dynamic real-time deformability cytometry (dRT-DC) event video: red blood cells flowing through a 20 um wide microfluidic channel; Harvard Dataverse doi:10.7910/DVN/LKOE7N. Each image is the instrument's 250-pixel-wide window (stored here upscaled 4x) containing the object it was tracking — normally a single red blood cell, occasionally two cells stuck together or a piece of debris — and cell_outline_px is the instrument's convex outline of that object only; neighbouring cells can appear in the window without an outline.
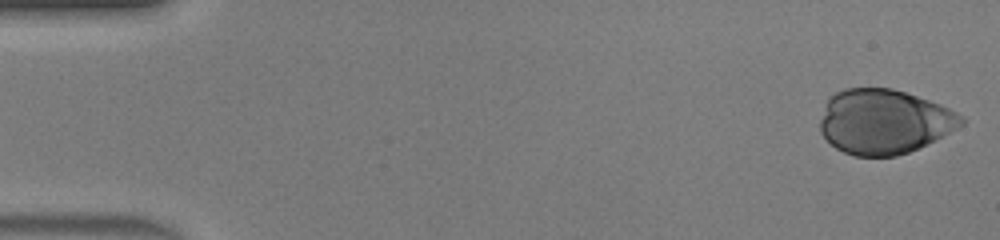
{"species": "human", "species_latin": "Homo sapiens", "temperature_condition": "warm", "stored_images_in_passage": 39, "camera_frame_rate_fps": 3000, "um_per_image_px": 0.085, "donor": {"sex": "male"}, "frame": {"image": 1, "passage_image": 1, "time_ms": 0.0, "image_size_px": [1000, 240], "cell_outline_px": [[964, 124], [908, 152], [896, 156], [856, 156], [844, 152], [836, 148], [820, 132], [820, 120], [828, 96], [844, 88], [892, 88], [940, 104], [964, 116]], "centroid_in_image_um": [75.1, 10.32], "position_along_channel_um": 9.9, "area_um2": 52.71}}
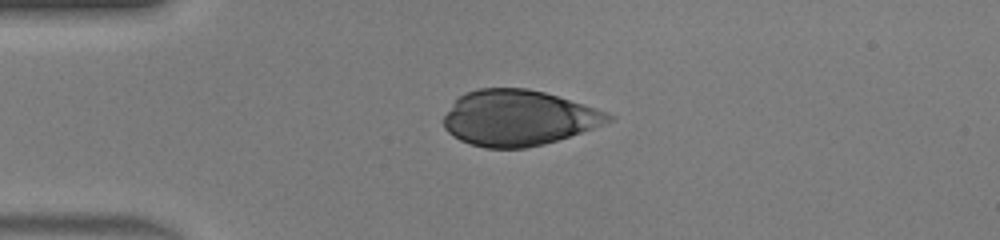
{"frame": {"image": 2, "passage_image": 11, "time_ms": 3.333, "image_size_px": [1000, 240], "cell_outline_px": [[616, 116], [612, 120], [604, 124], [544, 144], [524, 148], [484, 148], [460, 140], [452, 136], [444, 128], [444, 116], [452, 104], [464, 92], [480, 88], [528, 88], [544, 92], [596, 108], [608, 112]], "centroid_in_image_um": [44.05, 10.02], "position_along_channel_um": 41.0, "area_um2": 53.12}}